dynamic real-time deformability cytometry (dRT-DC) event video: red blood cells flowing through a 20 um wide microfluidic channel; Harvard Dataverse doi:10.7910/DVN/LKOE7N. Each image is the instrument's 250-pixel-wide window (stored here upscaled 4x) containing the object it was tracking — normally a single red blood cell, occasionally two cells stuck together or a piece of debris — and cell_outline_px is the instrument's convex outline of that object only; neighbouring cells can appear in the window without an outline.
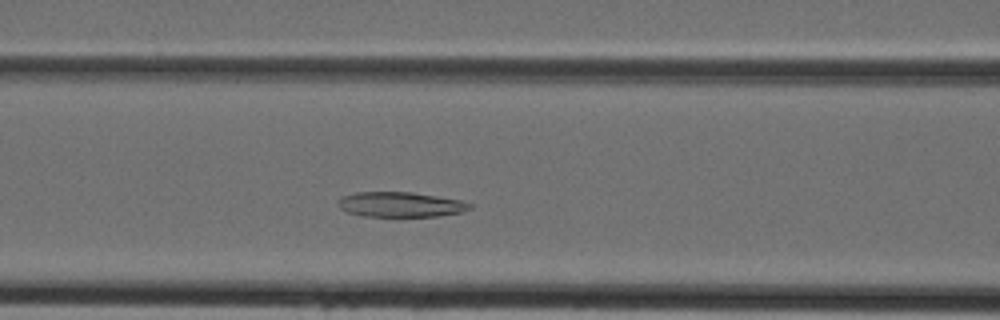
{"species": "Egyptian fruit bat (a non-hibernating species)", "species_latin": "Rousettus aegyptiacus", "temperature_condition": "cold", "stored_images_in_passage": 38, "camera_frame_rate_fps": 3000, "um_per_image_px": 0.085, "animal": {"sex": "female"}, "frame": {"image": 1, "passage_image": 12, "time_ms": 3.667, "image_size_px": [1000, 320], "cell_outline_px": [[472, 208], [460, 212], [440, 216], [360, 216], [348, 212], [340, 208], [336, 204], [344, 196], [356, 192], [408, 192], [436, 196], [460, 200], [472, 204]], "centroid_in_image_um": [34.03, 17.39], "position_along_channel_um": 132.6, "area_um2": 19.02}}
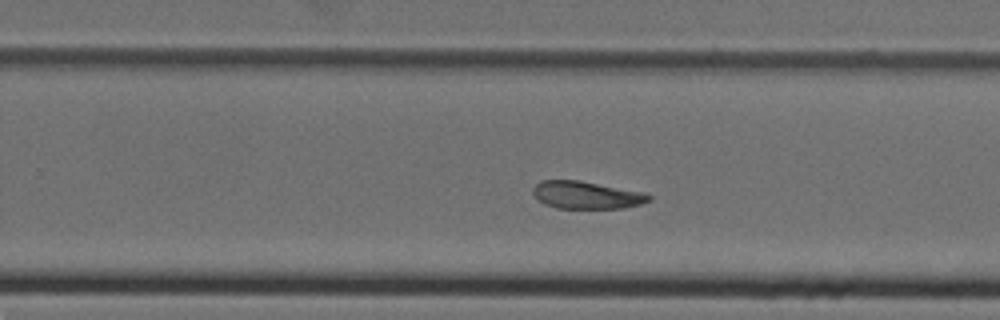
{"frame": {"image": 2, "passage_image": 22, "time_ms": 7.0, "image_size_px": [1000, 320], "cell_outline_px": [[652, 200], [640, 204], [620, 208], [556, 208], [544, 204], [532, 192], [532, 188], [540, 180], [580, 180], [644, 192], [652, 196]], "centroid_in_image_um": [49.85, 16.57], "position_along_channel_um": 279.9, "area_um2": 18.61}}
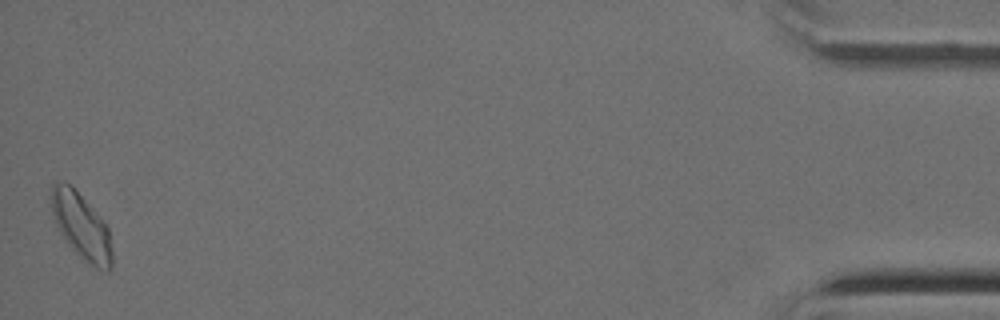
{"frame": {"image": 3, "passage_image": 38, "time_ms": 12.333, "image_size_px": [1000, 320], "cell_outline_px": [[112, 268], [96, 268], [88, 264], [68, 244], [60, 232], [56, 224], [52, 212], [52, 184], [60, 180], [68, 184], [104, 220], [108, 228], [112, 252]], "centroid_in_image_um": [6.92, 19.24], "position_along_channel_um": 428.3, "area_um2": 22.72}}